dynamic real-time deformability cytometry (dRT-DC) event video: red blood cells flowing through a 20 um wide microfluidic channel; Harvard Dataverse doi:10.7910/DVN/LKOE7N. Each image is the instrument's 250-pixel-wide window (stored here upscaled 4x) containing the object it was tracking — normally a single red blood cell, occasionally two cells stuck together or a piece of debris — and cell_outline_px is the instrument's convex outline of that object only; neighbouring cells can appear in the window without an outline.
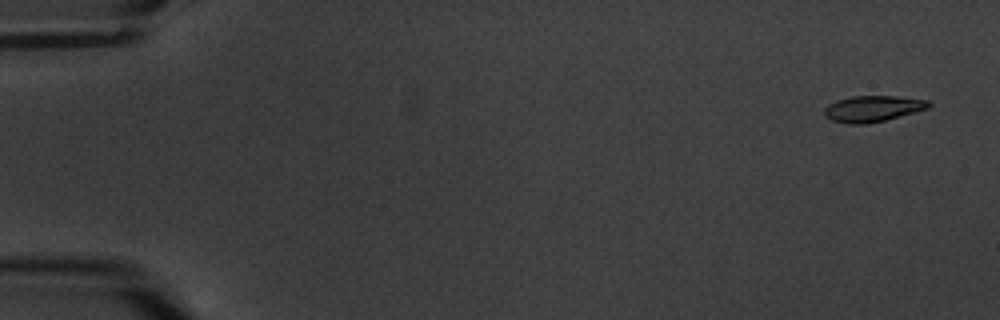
{"species": "common noctule bat (a hibernating species)", "species_latin": "Nyctalus noctula", "temperature_condition": "warm", "stored_images_in_passage": 6, "camera_frame_rate_fps": 3000, "um_per_image_px": 0.085, "animal": {"sex": "male", "body_mass_g": 20.1, "forearm_length_mm": 53.5}, "frame": {"image": 1, "passage_image": 1, "time_ms": 0.0, "image_size_px": [1000, 320], "cell_outline_px": [[932, 104], [928, 108], [884, 120], [864, 124], [848, 124], [832, 120], [824, 116], [824, 108], [828, 104], [836, 100], [852, 96], [896, 96], [928, 100]], "centroid_in_image_um": [74.14, 9.23], "position_along_channel_um": 10.9, "area_um2": 15.78}}
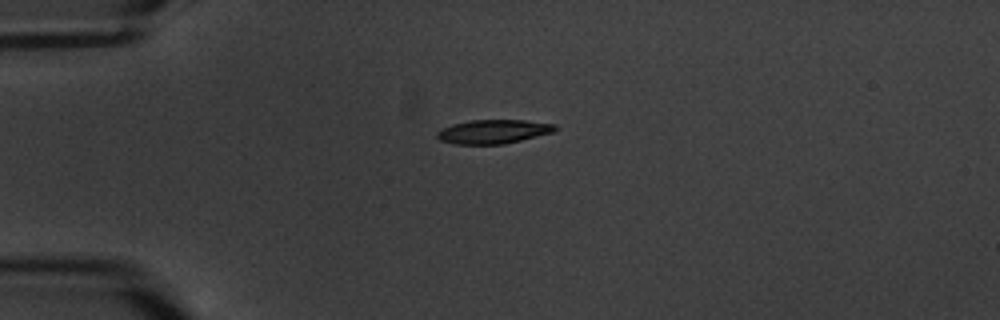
{"frame": {"image": 2, "passage_image": 4, "time_ms": 4.333, "image_size_px": [1000, 320], "cell_outline_px": [[556, 128], [552, 132], [504, 144], [456, 144], [440, 140], [436, 136], [436, 132], [452, 124], [472, 120], [524, 120], [556, 124]], "centroid_in_image_um": [41.91, 11.18], "position_along_channel_um": 43.1, "area_um2": 16.24}}